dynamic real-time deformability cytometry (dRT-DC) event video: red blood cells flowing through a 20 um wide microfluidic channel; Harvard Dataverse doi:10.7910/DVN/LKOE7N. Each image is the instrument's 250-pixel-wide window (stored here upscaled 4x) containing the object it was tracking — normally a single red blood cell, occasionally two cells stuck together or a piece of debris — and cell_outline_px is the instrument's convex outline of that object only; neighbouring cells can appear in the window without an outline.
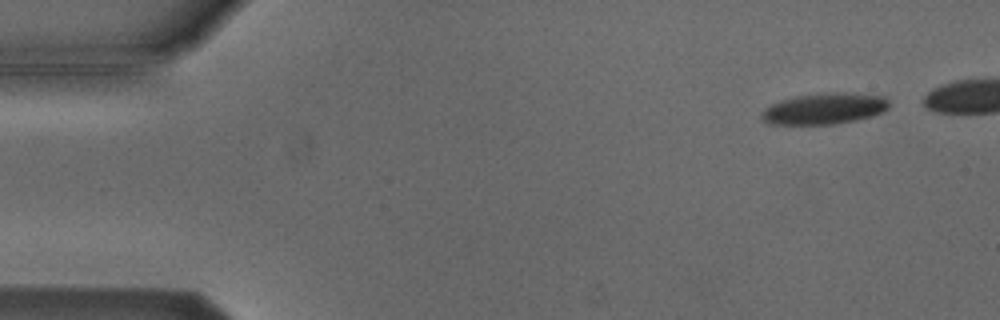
{"species": "Egyptian fruit bat (a non-hibernating species)", "species_latin": "Rousettus aegyptiacus", "temperature_condition": "cold", "stored_images_in_passage": 6, "camera_frame_rate_fps": 3000, "um_per_image_px": 0.085, "animal": {"sex": "male"}, "frame": {"image": 1, "passage_image": 1, "time_ms": 0.0, "image_size_px": [1000, 320], "cell_outline_px": [[888, 108], [872, 116], [856, 120], [832, 124], [768, 124], [760, 116], [760, 112], [764, 108], [780, 100], [796, 96], [828, 92], [844, 92], [884, 96], [888, 100]], "centroid_in_image_um": [70.04, 9.23], "position_along_channel_um": 15.0, "area_um2": 23.12}}